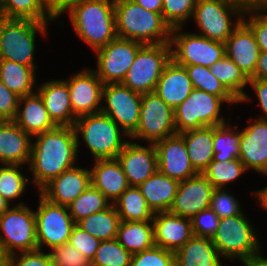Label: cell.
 I'll return each mask as SVG.
<instances>
[{"mask_svg":"<svg viewBox=\"0 0 267 266\" xmlns=\"http://www.w3.org/2000/svg\"><path fill=\"white\" fill-rule=\"evenodd\" d=\"M170 45L171 58L182 66L202 65L211 68L225 56V43L194 32L184 33L182 27L172 28Z\"/></svg>","mask_w":267,"mask_h":266,"instance_id":"8fae6325","label":"cell"},{"mask_svg":"<svg viewBox=\"0 0 267 266\" xmlns=\"http://www.w3.org/2000/svg\"><path fill=\"white\" fill-rule=\"evenodd\" d=\"M77 166L53 178L38 192L51 203L67 206L91 184L89 168Z\"/></svg>","mask_w":267,"mask_h":266,"instance_id":"44dd1931","label":"cell"},{"mask_svg":"<svg viewBox=\"0 0 267 266\" xmlns=\"http://www.w3.org/2000/svg\"><path fill=\"white\" fill-rule=\"evenodd\" d=\"M192 86L195 89L203 90L207 93L221 97L227 103H240L211 73L209 67L202 65H188L185 66Z\"/></svg>","mask_w":267,"mask_h":266,"instance_id":"ab89813d","label":"cell"},{"mask_svg":"<svg viewBox=\"0 0 267 266\" xmlns=\"http://www.w3.org/2000/svg\"><path fill=\"white\" fill-rule=\"evenodd\" d=\"M162 15L171 28L183 27L192 18L197 0H162Z\"/></svg>","mask_w":267,"mask_h":266,"instance_id":"f6af8a7d","label":"cell"},{"mask_svg":"<svg viewBox=\"0 0 267 266\" xmlns=\"http://www.w3.org/2000/svg\"><path fill=\"white\" fill-rule=\"evenodd\" d=\"M10 202L0 195V216L10 208Z\"/></svg>","mask_w":267,"mask_h":266,"instance_id":"94428289","label":"cell"},{"mask_svg":"<svg viewBox=\"0 0 267 266\" xmlns=\"http://www.w3.org/2000/svg\"><path fill=\"white\" fill-rule=\"evenodd\" d=\"M100 240L75 225L70 234L69 244L78 249L88 260L92 261L99 247Z\"/></svg>","mask_w":267,"mask_h":266,"instance_id":"f907efd6","label":"cell"},{"mask_svg":"<svg viewBox=\"0 0 267 266\" xmlns=\"http://www.w3.org/2000/svg\"><path fill=\"white\" fill-rule=\"evenodd\" d=\"M65 81L69 87L73 114L77 118L101 112L104 84L92 69H82Z\"/></svg>","mask_w":267,"mask_h":266,"instance_id":"2e32d148","label":"cell"},{"mask_svg":"<svg viewBox=\"0 0 267 266\" xmlns=\"http://www.w3.org/2000/svg\"><path fill=\"white\" fill-rule=\"evenodd\" d=\"M117 37L143 45L170 43L172 28L163 15L144 9L132 0H115Z\"/></svg>","mask_w":267,"mask_h":266,"instance_id":"7a4b0ae2","label":"cell"},{"mask_svg":"<svg viewBox=\"0 0 267 266\" xmlns=\"http://www.w3.org/2000/svg\"><path fill=\"white\" fill-rule=\"evenodd\" d=\"M170 60V43L143 45L122 84L141 94L154 92L157 81Z\"/></svg>","mask_w":267,"mask_h":266,"instance_id":"9c48e42d","label":"cell"},{"mask_svg":"<svg viewBox=\"0 0 267 266\" xmlns=\"http://www.w3.org/2000/svg\"><path fill=\"white\" fill-rule=\"evenodd\" d=\"M224 102L219 96L193 88L188 98L174 109L177 133L226 123L224 116H220Z\"/></svg>","mask_w":267,"mask_h":266,"instance_id":"30bf717a","label":"cell"},{"mask_svg":"<svg viewBox=\"0 0 267 266\" xmlns=\"http://www.w3.org/2000/svg\"><path fill=\"white\" fill-rule=\"evenodd\" d=\"M101 113L109 116L130 137L138 128L142 94L122 83L104 84Z\"/></svg>","mask_w":267,"mask_h":266,"instance_id":"5bb4252c","label":"cell"},{"mask_svg":"<svg viewBox=\"0 0 267 266\" xmlns=\"http://www.w3.org/2000/svg\"><path fill=\"white\" fill-rule=\"evenodd\" d=\"M39 206L35 210V224L38 249L43 245L49 249L68 243L76 223L67 206L49 202L39 193Z\"/></svg>","mask_w":267,"mask_h":266,"instance_id":"4fadbf2b","label":"cell"},{"mask_svg":"<svg viewBox=\"0 0 267 266\" xmlns=\"http://www.w3.org/2000/svg\"><path fill=\"white\" fill-rule=\"evenodd\" d=\"M248 171L239 158L231 161H211L203 172L214 188H226L228 182H233Z\"/></svg>","mask_w":267,"mask_h":266,"instance_id":"60d3db41","label":"cell"},{"mask_svg":"<svg viewBox=\"0 0 267 266\" xmlns=\"http://www.w3.org/2000/svg\"><path fill=\"white\" fill-rule=\"evenodd\" d=\"M192 90L185 66L177 64L171 58L157 81L154 93L174 110L188 98Z\"/></svg>","mask_w":267,"mask_h":266,"instance_id":"484cf974","label":"cell"},{"mask_svg":"<svg viewBox=\"0 0 267 266\" xmlns=\"http://www.w3.org/2000/svg\"><path fill=\"white\" fill-rule=\"evenodd\" d=\"M112 205L111 201L92 184L74 201L67 205L68 211L75 223L87 216L105 210Z\"/></svg>","mask_w":267,"mask_h":266,"instance_id":"f35d334b","label":"cell"},{"mask_svg":"<svg viewBox=\"0 0 267 266\" xmlns=\"http://www.w3.org/2000/svg\"><path fill=\"white\" fill-rule=\"evenodd\" d=\"M143 44L116 37L106 46L94 51L97 68L92 69L103 84L122 83Z\"/></svg>","mask_w":267,"mask_h":266,"instance_id":"9a60e30c","label":"cell"},{"mask_svg":"<svg viewBox=\"0 0 267 266\" xmlns=\"http://www.w3.org/2000/svg\"><path fill=\"white\" fill-rule=\"evenodd\" d=\"M73 127L78 147L81 143L79 142L81 135L94 160L116 159L128 142V140L123 141L122 138L124 136L129 138L114 120L101 112L78 117Z\"/></svg>","mask_w":267,"mask_h":266,"instance_id":"277c9868","label":"cell"},{"mask_svg":"<svg viewBox=\"0 0 267 266\" xmlns=\"http://www.w3.org/2000/svg\"><path fill=\"white\" fill-rule=\"evenodd\" d=\"M241 130H235L224 124L214 126L213 160L231 161L240 156Z\"/></svg>","mask_w":267,"mask_h":266,"instance_id":"74e56055","label":"cell"},{"mask_svg":"<svg viewBox=\"0 0 267 266\" xmlns=\"http://www.w3.org/2000/svg\"><path fill=\"white\" fill-rule=\"evenodd\" d=\"M0 17L29 19L41 23L55 21L46 0H0Z\"/></svg>","mask_w":267,"mask_h":266,"instance_id":"836d02e7","label":"cell"},{"mask_svg":"<svg viewBox=\"0 0 267 266\" xmlns=\"http://www.w3.org/2000/svg\"><path fill=\"white\" fill-rule=\"evenodd\" d=\"M249 79L267 80V52L260 53L255 69V74Z\"/></svg>","mask_w":267,"mask_h":266,"instance_id":"9f6ffc18","label":"cell"},{"mask_svg":"<svg viewBox=\"0 0 267 266\" xmlns=\"http://www.w3.org/2000/svg\"><path fill=\"white\" fill-rule=\"evenodd\" d=\"M22 169V165L0 164V195L9 202L21 197L29 184Z\"/></svg>","mask_w":267,"mask_h":266,"instance_id":"b9f144b4","label":"cell"},{"mask_svg":"<svg viewBox=\"0 0 267 266\" xmlns=\"http://www.w3.org/2000/svg\"><path fill=\"white\" fill-rule=\"evenodd\" d=\"M157 152L158 170L175 180L184 181L197 172L191 165L187 147L180 133L154 143Z\"/></svg>","mask_w":267,"mask_h":266,"instance_id":"e0dca14e","label":"cell"},{"mask_svg":"<svg viewBox=\"0 0 267 266\" xmlns=\"http://www.w3.org/2000/svg\"><path fill=\"white\" fill-rule=\"evenodd\" d=\"M211 73L222 83V85L239 101L251 100L244 92L248 85V78L234 64L231 58L224 56L210 68Z\"/></svg>","mask_w":267,"mask_h":266,"instance_id":"8d00e7d4","label":"cell"},{"mask_svg":"<svg viewBox=\"0 0 267 266\" xmlns=\"http://www.w3.org/2000/svg\"><path fill=\"white\" fill-rule=\"evenodd\" d=\"M132 254L117 239L101 241L91 266H130Z\"/></svg>","mask_w":267,"mask_h":266,"instance_id":"7bdbcfd3","label":"cell"},{"mask_svg":"<svg viewBox=\"0 0 267 266\" xmlns=\"http://www.w3.org/2000/svg\"><path fill=\"white\" fill-rule=\"evenodd\" d=\"M149 11L162 14V0H132Z\"/></svg>","mask_w":267,"mask_h":266,"instance_id":"6f0895ef","label":"cell"},{"mask_svg":"<svg viewBox=\"0 0 267 266\" xmlns=\"http://www.w3.org/2000/svg\"><path fill=\"white\" fill-rule=\"evenodd\" d=\"M13 121L32 138L56 127L37 91L20 97Z\"/></svg>","mask_w":267,"mask_h":266,"instance_id":"4316f807","label":"cell"},{"mask_svg":"<svg viewBox=\"0 0 267 266\" xmlns=\"http://www.w3.org/2000/svg\"><path fill=\"white\" fill-rule=\"evenodd\" d=\"M175 266H223L211 238L192 236L174 252Z\"/></svg>","mask_w":267,"mask_h":266,"instance_id":"f546056e","label":"cell"},{"mask_svg":"<svg viewBox=\"0 0 267 266\" xmlns=\"http://www.w3.org/2000/svg\"><path fill=\"white\" fill-rule=\"evenodd\" d=\"M239 159L247 170L267 176V120H250L241 128Z\"/></svg>","mask_w":267,"mask_h":266,"instance_id":"ffe728a7","label":"cell"},{"mask_svg":"<svg viewBox=\"0 0 267 266\" xmlns=\"http://www.w3.org/2000/svg\"><path fill=\"white\" fill-rule=\"evenodd\" d=\"M120 162L130 186L138 187L158 170L157 152L154 143L148 147L128 140L118 154Z\"/></svg>","mask_w":267,"mask_h":266,"instance_id":"d6986e66","label":"cell"},{"mask_svg":"<svg viewBox=\"0 0 267 266\" xmlns=\"http://www.w3.org/2000/svg\"><path fill=\"white\" fill-rule=\"evenodd\" d=\"M120 222L117 210L114 204H112L105 210L93 213L79 220L76 225L100 241H105L117 237Z\"/></svg>","mask_w":267,"mask_h":266,"instance_id":"e575fe53","label":"cell"},{"mask_svg":"<svg viewBox=\"0 0 267 266\" xmlns=\"http://www.w3.org/2000/svg\"><path fill=\"white\" fill-rule=\"evenodd\" d=\"M213 185L203 173L180 181L170 213L191 219L210 206Z\"/></svg>","mask_w":267,"mask_h":266,"instance_id":"ac0fdd59","label":"cell"},{"mask_svg":"<svg viewBox=\"0 0 267 266\" xmlns=\"http://www.w3.org/2000/svg\"><path fill=\"white\" fill-rule=\"evenodd\" d=\"M50 119L56 126H74L77 117L71 107L69 87L65 80H51L37 85Z\"/></svg>","mask_w":267,"mask_h":266,"instance_id":"d4e9b609","label":"cell"},{"mask_svg":"<svg viewBox=\"0 0 267 266\" xmlns=\"http://www.w3.org/2000/svg\"><path fill=\"white\" fill-rule=\"evenodd\" d=\"M244 16L249 18L246 19ZM243 22L253 32L260 51L267 52V7L264 4H248Z\"/></svg>","mask_w":267,"mask_h":266,"instance_id":"ee69618b","label":"cell"},{"mask_svg":"<svg viewBox=\"0 0 267 266\" xmlns=\"http://www.w3.org/2000/svg\"><path fill=\"white\" fill-rule=\"evenodd\" d=\"M248 4H263L266 0H244Z\"/></svg>","mask_w":267,"mask_h":266,"instance_id":"be15d7a7","label":"cell"},{"mask_svg":"<svg viewBox=\"0 0 267 266\" xmlns=\"http://www.w3.org/2000/svg\"><path fill=\"white\" fill-rule=\"evenodd\" d=\"M36 249L35 212L19 202L0 216V250L10 255Z\"/></svg>","mask_w":267,"mask_h":266,"instance_id":"ba28073f","label":"cell"},{"mask_svg":"<svg viewBox=\"0 0 267 266\" xmlns=\"http://www.w3.org/2000/svg\"><path fill=\"white\" fill-rule=\"evenodd\" d=\"M91 184L113 204L130 186L120 162L116 159H98L90 168Z\"/></svg>","mask_w":267,"mask_h":266,"instance_id":"83f0119b","label":"cell"},{"mask_svg":"<svg viewBox=\"0 0 267 266\" xmlns=\"http://www.w3.org/2000/svg\"><path fill=\"white\" fill-rule=\"evenodd\" d=\"M242 264L245 266H267V258L262 256L260 249L256 254L245 260Z\"/></svg>","mask_w":267,"mask_h":266,"instance_id":"680465c9","label":"cell"},{"mask_svg":"<svg viewBox=\"0 0 267 266\" xmlns=\"http://www.w3.org/2000/svg\"><path fill=\"white\" fill-rule=\"evenodd\" d=\"M31 138L13 120L0 121V164L29 165Z\"/></svg>","mask_w":267,"mask_h":266,"instance_id":"cb8c5ba5","label":"cell"},{"mask_svg":"<svg viewBox=\"0 0 267 266\" xmlns=\"http://www.w3.org/2000/svg\"><path fill=\"white\" fill-rule=\"evenodd\" d=\"M260 53L253 32L242 21L225 42V55L249 79L255 74Z\"/></svg>","mask_w":267,"mask_h":266,"instance_id":"7402d4cb","label":"cell"},{"mask_svg":"<svg viewBox=\"0 0 267 266\" xmlns=\"http://www.w3.org/2000/svg\"><path fill=\"white\" fill-rule=\"evenodd\" d=\"M155 246L177 251L192 236L191 220L167 212H158L153 217Z\"/></svg>","mask_w":267,"mask_h":266,"instance_id":"603a6c76","label":"cell"},{"mask_svg":"<svg viewBox=\"0 0 267 266\" xmlns=\"http://www.w3.org/2000/svg\"><path fill=\"white\" fill-rule=\"evenodd\" d=\"M20 97L0 81V121L14 120Z\"/></svg>","mask_w":267,"mask_h":266,"instance_id":"f5cc1de1","label":"cell"},{"mask_svg":"<svg viewBox=\"0 0 267 266\" xmlns=\"http://www.w3.org/2000/svg\"><path fill=\"white\" fill-rule=\"evenodd\" d=\"M7 266H52V261L49 252L36 249L8 255Z\"/></svg>","mask_w":267,"mask_h":266,"instance_id":"816d5d0a","label":"cell"},{"mask_svg":"<svg viewBox=\"0 0 267 266\" xmlns=\"http://www.w3.org/2000/svg\"><path fill=\"white\" fill-rule=\"evenodd\" d=\"M120 221H152L154 213L136 186H129L113 203Z\"/></svg>","mask_w":267,"mask_h":266,"instance_id":"d590c367","label":"cell"},{"mask_svg":"<svg viewBox=\"0 0 267 266\" xmlns=\"http://www.w3.org/2000/svg\"><path fill=\"white\" fill-rule=\"evenodd\" d=\"M176 133L174 110L154 92L142 94L138 128L129 139L155 143Z\"/></svg>","mask_w":267,"mask_h":266,"instance_id":"7c38bea8","label":"cell"},{"mask_svg":"<svg viewBox=\"0 0 267 266\" xmlns=\"http://www.w3.org/2000/svg\"><path fill=\"white\" fill-rule=\"evenodd\" d=\"M190 220L194 236L212 239L218 229L220 218L212 209L208 208L200 211Z\"/></svg>","mask_w":267,"mask_h":266,"instance_id":"681fc988","label":"cell"},{"mask_svg":"<svg viewBox=\"0 0 267 266\" xmlns=\"http://www.w3.org/2000/svg\"><path fill=\"white\" fill-rule=\"evenodd\" d=\"M50 251L52 266H91V261L69 242L52 247Z\"/></svg>","mask_w":267,"mask_h":266,"instance_id":"c3c4849f","label":"cell"},{"mask_svg":"<svg viewBox=\"0 0 267 266\" xmlns=\"http://www.w3.org/2000/svg\"><path fill=\"white\" fill-rule=\"evenodd\" d=\"M264 4V6H266L267 7V0L263 3Z\"/></svg>","mask_w":267,"mask_h":266,"instance_id":"e7e4bbea","label":"cell"},{"mask_svg":"<svg viewBox=\"0 0 267 266\" xmlns=\"http://www.w3.org/2000/svg\"><path fill=\"white\" fill-rule=\"evenodd\" d=\"M247 5L244 0H197L192 15L201 31L197 34L225 43L243 21Z\"/></svg>","mask_w":267,"mask_h":266,"instance_id":"5b68a950","label":"cell"},{"mask_svg":"<svg viewBox=\"0 0 267 266\" xmlns=\"http://www.w3.org/2000/svg\"><path fill=\"white\" fill-rule=\"evenodd\" d=\"M226 188H214L209 208L212 209L220 219L233 217L242 212L238 199L226 191Z\"/></svg>","mask_w":267,"mask_h":266,"instance_id":"bcb514c9","label":"cell"},{"mask_svg":"<svg viewBox=\"0 0 267 266\" xmlns=\"http://www.w3.org/2000/svg\"><path fill=\"white\" fill-rule=\"evenodd\" d=\"M212 242L224 259H238L241 263L260 250L254 227L242 211L239 215L222 218Z\"/></svg>","mask_w":267,"mask_h":266,"instance_id":"52a82bcc","label":"cell"},{"mask_svg":"<svg viewBox=\"0 0 267 266\" xmlns=\"http://www.w3.org/2000/svg\"><path fill=\"white\" fill-rule=\"evenodd\" d=\"M130 266H175L173 251L154 246L132 254Z\"/></svg>","mask_w":267,"mask_h":266,"instance_id":"7dc6e473","label":"cell"},{"mask_svg":"<svg viewBox=\"0 0 267 266\" xmlns=\"http://www.w3.org/2000/svg\"><path fill=\"white\" fill-rule=\"evenodd\" d=\"M35 71L17 62L0 60V81L19 97L32 94L37 89Z\"/></svg>","mask_w":267,"mask_h":266,"instance_id":"d6a6232c","label":"cell"},{"mask_svg":"<svg viewBox=\"0 0 267 266\" xmlns=\"http://www.w3.org/2000/svg\"><path fill=\"white\" fill-rule=\"evenodd\" d=\"M7 257H8V255H5V254L0 250V266H7Z\"/></svg>","mask_w":267,"mask_h":266,"instance_id":"6125c7cd","label":"cell"},{"mask_svg":"<svg viewBox=\"0 0 267 266\" xmlns=\"http://www.w3.org/2000/svg\"><path fill=\"white\" fill-rule=\"evenodd\" d=\"M48 23L0 17V60L17 62L37 70L34 53L37 32L47 35Z\"/></svg>","mask_w":267,"mask_h":266,"instance_id":"8992f818","label":"cell"},{"mask_svg":"<svg viewBox=\"0 0 267 266\" xmlns=\"http://www.w3.org/2000/svg\"><path fill=\"white\" fill-rule=\"evenodd\" d=\"M185 141L192 167L203 173L213 160L214 126H205L180 133Z\"/></svg>","mask_w":267,"mask_h":266,"instance_id":"4dcf8cb0","label":"cell"},{"mask_svg":"<svg viewBox=\"0 0 267 266\" xmlns=\"http://www.w3.org/2000/svg\"><path fill=\"white\" fill-rule=\"evenodd\" d=\"M248 85H250L255 92L259 105L264 115L258 117L262 120H267V80L263 79H249Z\"/></svg>","mask_w":267,"mask_h":266,"instance_id":"db71d44e","label":"cell"},{"mask_svg":"<svg viewBox=\"0 0 267 266\" xmlns=\"http://www.w3.org/2000/svg\"><path fill=\"white\" fill-rule=\"evenodd\" d=\"M117 241L131 254L139 253L155 246L152 221H121Z\"/></svg>","mask_w":267,"mask_h":266,"instance_id":"1f68e13d","label":"cell"},{"mask_svg":"<svg viewBox=\"0 0 267 266\" xmlns=\"http://www.w3.org/2000/svg\"><path fill=\"white\" fill-rule=\"evenodd\" d=\"M114 3L115 0H85L67 11L76 34L92 50L117 37Z\"/></svg>","mask_w":267,"mask_h":266,"instance_id":"3957f363","label":"cell"},{"mask_svg":"<svg viewBox=\"0 0 267 266\" xmlns=\"http://www.w3.org/2000/svg\"><path fill=\"white\" fill-rule=\"evenodd\" d=\"M85 0H46V4L54 19L59 18L61 14L68 11L75 4L81 3Z\"/></svg>","mask_w":267,"mask_h":266,"instance_id":"11a10c76","label":"cell"},{"mask_svg":"<svg viewBox=\"0 0 267 266\" xmlns=\"http://www.w3.org/2000/svg\"><path fill=\"white\" fill-rule=\"evenodd\" d=\"M179 181L157 170L138 186L151 211L167 212L170 210L177 193Z\"/></svg>","mask_w":267,"mask_h":266,"instance_id":"f1b7e54d","label":"cell"},{"mask_svg":"<svg viewBox=\"0 0 267 266\" xmlns=\"http://www.w3.org/2000/svg\"><path fill=\"white\" fill-rule=\"evenodd\" d=\"M28 172L40 191L53 178L76 165L78 142L73 126H56L33 136Z\"/></svg>","mask_w":267,"mask_h":266,"instance_id":"6da1fadb","label":"cell"},{"mask_svg":"<svg viewBox=\"0 0 267 266\" xmlns=\"http://www.w3.org/2000/svg\"><path fill=\"white\" fill-rule=\"evenodd\" d=\"M254 196L259 200L260 207L267 211V186L260 190L253 191Z\"/></svg>","mask_w":267,"mask_h":266,"instance_id":"91938a15","label":"cell"}]
</instances>
